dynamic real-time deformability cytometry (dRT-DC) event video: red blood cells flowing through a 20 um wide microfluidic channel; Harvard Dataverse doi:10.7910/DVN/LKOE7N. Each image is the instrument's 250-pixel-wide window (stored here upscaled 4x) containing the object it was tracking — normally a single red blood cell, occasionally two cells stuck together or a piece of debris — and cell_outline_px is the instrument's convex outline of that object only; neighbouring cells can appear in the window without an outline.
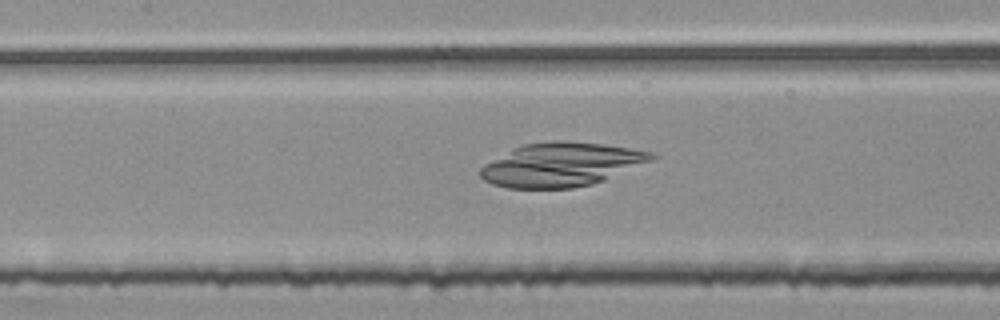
{"species": "common noctule bat (a hibernating species)", "species_latin": "Nyctalus noctula", "temperature_condition": "room temperature", "stored_images_in_passage": 54, "camera_frame_rate_fps": 3000, "um_per_image_px": 0.085, "animal": {"sex": "female", "body_mass_g": 25.1}, "frame": {"image": 1, "passage_image": 25, "time_ms": 8.0, "image_size_px": [1000, 320], "cell_outline_px": [[656, 156], [652, 160], [604, 180], [592, 184], [572, 188], [508, 188], [492, 184], [484, 180], [480, 176], [480, 168], [484, 164], [512, 148], [520, 144], [552, 140], [560, 140], [604, 144], [652, 152]], "centroid_in_image_um": [47.66, 13.98], "position_along_channel_um": 159.7, "area_um2": 43.64}}
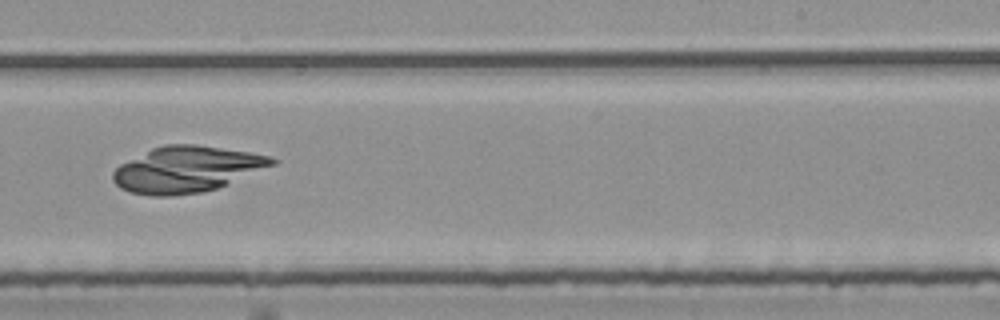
{"frame": {"image": 2, "passage_image": 34, "time_ms": 11.0, "image_size_px": [1000, 320], "cell_outline_px": [[280, 160], [276, 164], [228, 184], [204, 192], [172, 196], [152, 196], [128, 192], [120, 188], [112, 180], [112, 172], [120, 164], [152, 148], [164, 144], [196, 144], [248, 152], [272, 156]], "centroid_in_image_um": [15.87, 14.4], "position_along_channel_um": 273.1, "area_um2": 42.89}}
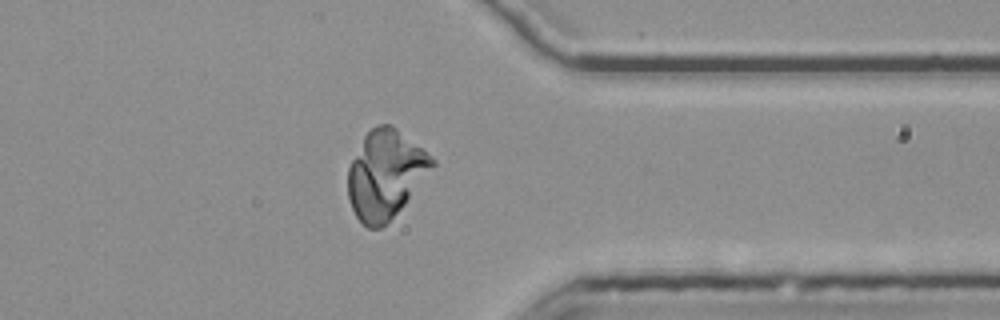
{"frame": {"image": 3, "passage_image": 43, "time_ms": 14.0, "image_size_px": [1000, 320], "cell_outline_px": [[436, 164], [404, 204], [380, 228], [368, 228], [356, 216], [352, 208], [348, 196], [348, 168], [364, 136], [376, 124], [388, 124], [396, 128], [436, 160]], "centroid_in_image_um": [32.74, 14.81], "position_along_channel_um": 378.7, "area_um2": 42.48}}